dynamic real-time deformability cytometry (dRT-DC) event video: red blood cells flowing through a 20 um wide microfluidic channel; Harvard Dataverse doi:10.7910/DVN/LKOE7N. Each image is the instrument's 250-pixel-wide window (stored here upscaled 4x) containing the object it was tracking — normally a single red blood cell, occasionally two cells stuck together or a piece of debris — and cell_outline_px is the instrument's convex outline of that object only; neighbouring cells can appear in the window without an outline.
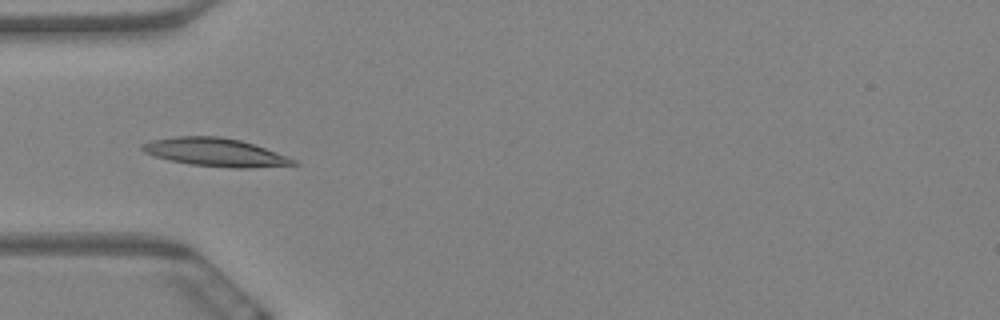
{"species": "Egyptian fruit bat (a non-hibernating species)", "species_latin": "Rousettus aegyptiacus", "temperature_condition": "warm", "stored_images_in_passage": 6, "camera_frame_rate_fps": 3000, "um_per_image_px": 0.085, "animal": {"sex": "female"}, "frame": {"image": 1, "passage_image": 6, "time_ms": 1.667, "image_size_px": [1000, 320], "cell_outline_px": [[300, 164], [248, 168], [232, 168], [188, 164], [168, 160], [144, 152], [140, 148], [140, 144], [152, 140], [176, 136], [220, 136], [240, 140], [276, 152], [296, 160]], "centroid_in_image_um": [18.27, 12.94], "position_along_channel_um": 66.7, "area_um2": 24.74}}